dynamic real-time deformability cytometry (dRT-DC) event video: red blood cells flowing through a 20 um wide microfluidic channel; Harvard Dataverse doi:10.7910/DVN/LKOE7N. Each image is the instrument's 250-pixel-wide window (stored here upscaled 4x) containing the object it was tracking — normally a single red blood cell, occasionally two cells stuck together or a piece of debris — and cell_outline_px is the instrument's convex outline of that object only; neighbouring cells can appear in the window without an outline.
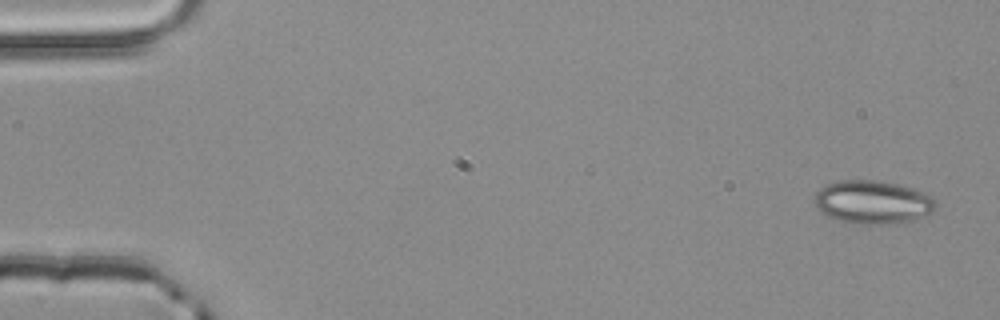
{"species": "common noctule bat (a hibernating species)", "species_latin": "Nyctalus noctula", "temperature_condition": "room temperature", "stored_images_in_passage": 4, "camera_frame_rate_fps": 3000, "um_per_image_px": 0.085, "animal": {"sex": "male", "body_mass_g": 20.4}, "frame": {"image": 1, "passage_image": 1, "time_ms": 0.0, "image_size_px": [1000, 320], "cell_outline_px": [[936, 208], [932, 212], [924, 216], [912, 220], [896, 224], [856, 224], [840, 220], [828, 216], [820, 212], [816, 208], [816, 192], [824, 184], [836, 180], [880, 180], [912, 188], [924, 192], [932, 196], [936, 200]], "centroid_in_image_um": [74.19, 17.18], "position_along_channel_um": 10.8, "area_um2": 30.92}}